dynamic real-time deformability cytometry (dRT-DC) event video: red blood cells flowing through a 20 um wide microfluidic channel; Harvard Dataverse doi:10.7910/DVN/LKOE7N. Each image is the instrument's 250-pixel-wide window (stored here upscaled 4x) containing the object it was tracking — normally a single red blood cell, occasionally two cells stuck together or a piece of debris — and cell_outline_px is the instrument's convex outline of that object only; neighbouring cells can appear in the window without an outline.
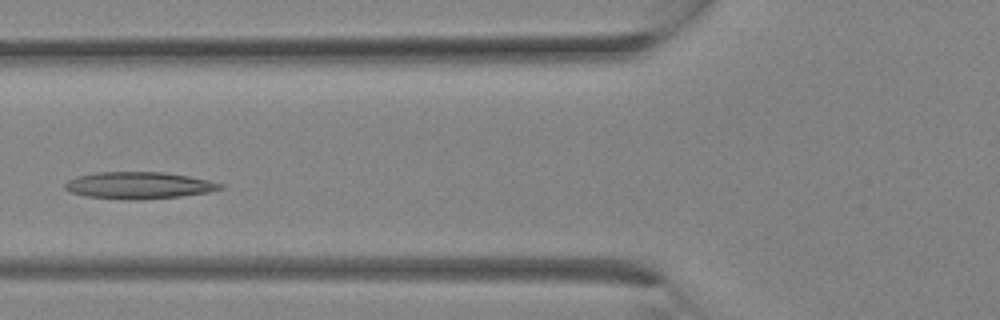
{"species": "Egyptian fruit bat (a non-hibernating species)", "species_latin": "Rousettus aegyptiacus", "temperature_condition": "room temperature", "stored_images_in_passage": 8, "camera_frame_rate_fps": 3000, "um_per_image_px": 0.085, "animal": {"sex": "female"}, "frame": {"image": 1, "passage_image": 7, "time_ms": 2.0, "image_size_px": [1000, 320], "cell_outline_px": [[224, 188], [208, 192], [180, 196], [136, 200], [120, 200], [88, 196], [72, 192], [64, 188], [64, 184], [68, 180], [76, 176], [96, 172], [164, 172], [188, 176], [208, 180], [224, 184]], "centroid_in_image_um": [11.79, 15.75], "position_along_channel_um": 114.0, "area_um2": 24.33}}